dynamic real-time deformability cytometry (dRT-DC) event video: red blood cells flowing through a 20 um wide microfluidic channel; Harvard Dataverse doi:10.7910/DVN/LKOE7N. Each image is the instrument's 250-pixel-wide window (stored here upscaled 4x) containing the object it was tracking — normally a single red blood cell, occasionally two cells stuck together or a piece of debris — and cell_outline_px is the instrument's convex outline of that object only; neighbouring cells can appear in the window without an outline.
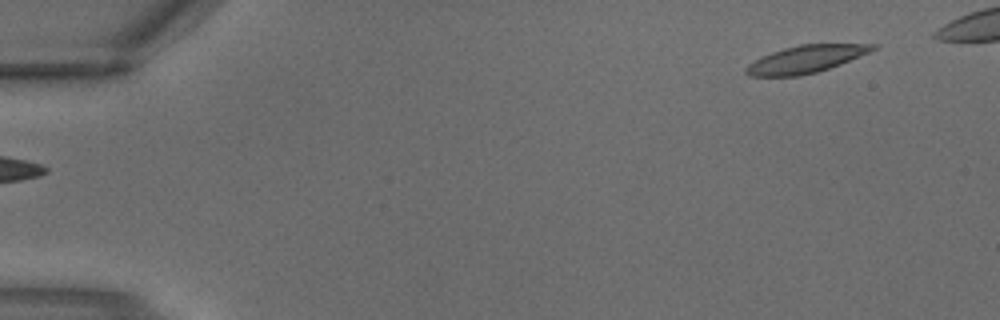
{"species": "common noctule bat (a hibernating species)", "species_latin": "Nyctalus noctula", "temperature_condition": "warm", "stored_images_in_passage": 2, "segment_of_instrument_passage": [2, 2], "camera_frame_rate_fps": 3000, "um_per_image_px": 0.085, "animal": {"sex": "male", "body_mass_g": 18.8}, "frame": {"image": 1, "passage_image": 2, "time_ms": 0.333, "image_size_px": [1000, 320], "cell_outline_px": [[880, 44], [876, 48], [868, 52], [840, 64], [816, 72], [800, 76], [748, 76], [744, 72], [744, 68], [748, 64], [772, 52], [784, 48], [800, 44]], "centroid_in_image_um": [68.46, 5.03], "position_along_channel_um": 16.5, "area_um2": 19.94}}